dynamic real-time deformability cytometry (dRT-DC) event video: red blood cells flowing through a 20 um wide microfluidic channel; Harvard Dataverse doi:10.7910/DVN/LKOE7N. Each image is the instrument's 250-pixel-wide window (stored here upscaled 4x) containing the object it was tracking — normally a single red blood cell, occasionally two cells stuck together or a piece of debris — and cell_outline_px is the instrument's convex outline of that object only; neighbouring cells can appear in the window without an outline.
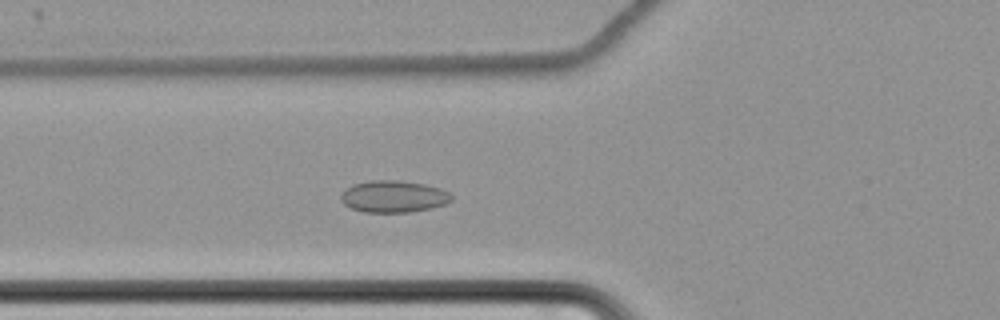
{"species": "common noctule bat (a hibernating species)", "species_latin": "Nyctalus noctula", "temperature_condition": "cold", "stored_images_in_passage": 59, "camera_frame_rate_fps": 3000, "um_per_image_px": 0.085, "animal": {"sex": "female", "body_mass_g": 22.7, "forearm_length_mm": 54.2}, "frame": {"image": 1, "passage_image": 21, "time_ms": 6.667, "image_size_px": [1000, 320], "cell_outline_px": [[452, 200], [448, 204], [432, 208], [408, 212], [364, 212], [352, 208], [344, 204], [340, 200], [340, 196], [352, 184], [368, 180], [396, 180], [424, 184], [440, 188], [448, 192], [452, 196]], "centroid_in_image_um": [33.47, 16.7], "position_along_channel_um": 92.3, "area_um2": 20.58}}
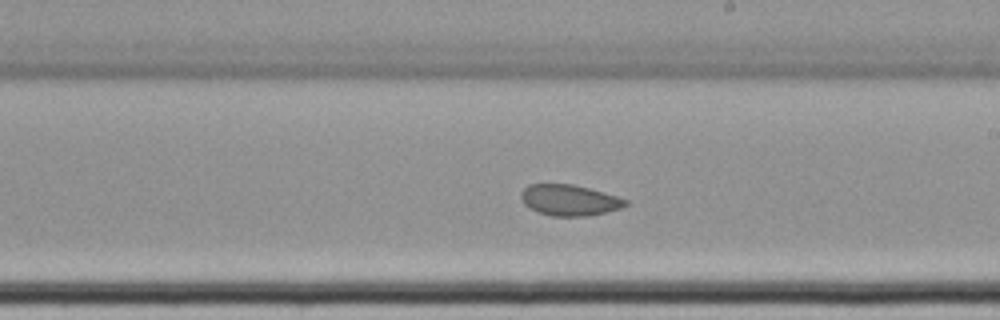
{"frame": {"image": 2, "passage_image": 34, "time_ms": 11.0, "image_size_px": [1000, 320], "cell_outline_px": [[628, 204], [620, 208], [608, 212], [588, 216], [552, 216], [528, 208], [524, 204], [520, 196], [520, 192], [528, 184], [572, 184], [588, 188], [616, 196], [628, 200]], "centroid_in_image_um": [48.38, 17.01], "position_along_channel_um": 240.6, "area_um2": 18.84}}
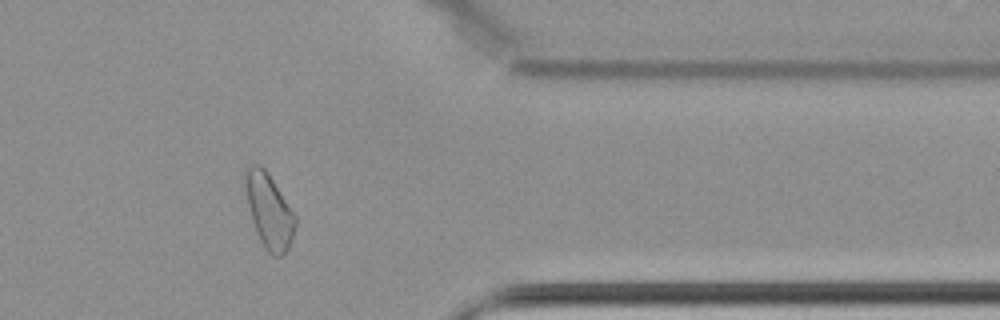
{"frame": {"image": 3, "passage_image": 48, "time_ms": 15.667, "image_size_px": [1000, 320], "cell_outline_px": [[296, 224], [288, 248], [284, 256], [272, 256], [264, 248], [260, 240], [252, 220], [248, 204], [244, 180], [244, 172], [252, 164], [260, 164], [264, 168], [296, 216]], "centroid_in_image_um": [22.87, 17.95], "position_along_channel_um": 388.5, "area_um2": 21.33}, "authors_computed_cell_mechanics": {"area_um2": 21.3282, "velocity_mm_per_s": 3.4293, "shape_relaxation_time_tau1_ms": null, "shape_relaxation_time_tau2_ms": 2.8509, "deformation_change_tau1": null, "deformation_change_tau2": 0.0528}}